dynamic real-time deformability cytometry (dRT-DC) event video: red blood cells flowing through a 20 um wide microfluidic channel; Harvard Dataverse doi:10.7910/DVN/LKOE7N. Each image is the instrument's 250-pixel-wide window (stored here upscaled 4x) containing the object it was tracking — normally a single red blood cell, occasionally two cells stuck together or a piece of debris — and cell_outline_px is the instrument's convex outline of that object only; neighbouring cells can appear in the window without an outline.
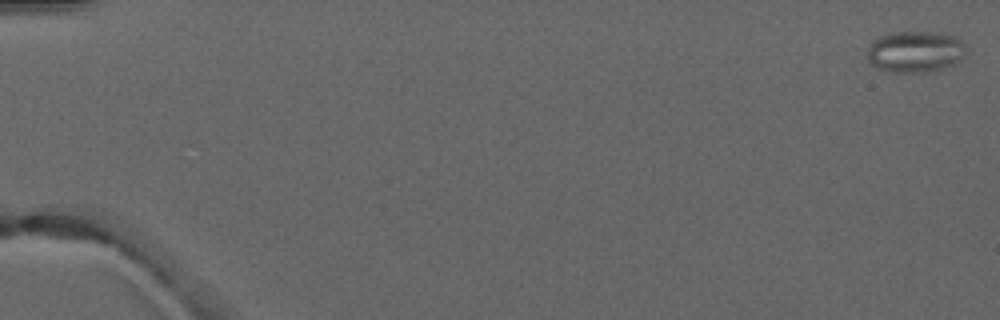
{"species": "common noctule bat (a hibernating species)", "species_latin": "Nyctalus noctula", "temperature_condition": "warm", "stored_images_in_passage": 5, "camera_frame_rate_fps": 3000, "um_per_image_px": 0.085, "animal": {"sex": "male", "forearm_length_mm": 52.5}, "frame": {"image": 1, "passage_image": 1, "time_ms": 0.0, "image_size_px": [1000, 320], "cell_outline_px": [[968, 52], [960, 60], [944, 68], [924, 72], [896, 72], [876, 68], [868, 60], [864, 52], [872, 40], [888, 32], [932, 32], [956, 36], [964, 44]], "centroid_in_image_um": [77.76, 4.38], "position_along_channel_um": 7.2, "area_um2": 24.16}}
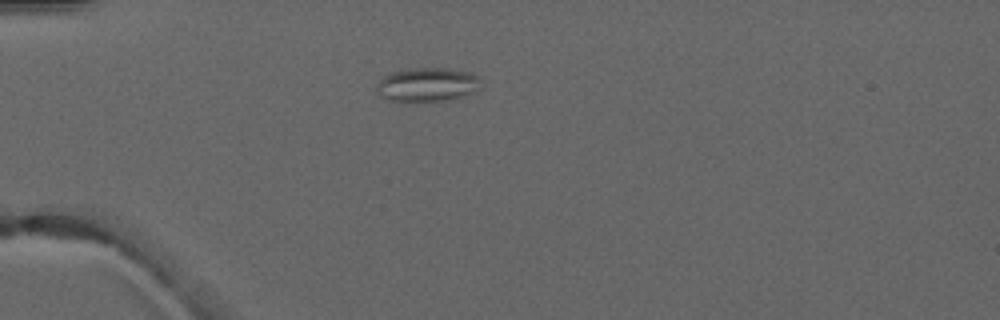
{"frame": {"image": 2, "passage_image": 5, "time_ms": 4.667, "image_size_px": [1000, 320], "cell_outline_px": [[476, 80], [468, 92], [464, 96], [444, 100], [388, 100], [380, 96], [376, 92], [376, 88], [380, 80], [388, 72], [408, 68], [444, 68], [468, 72], [476, 76]], "centroid_in_image_um": [36.14, 7.16], "position_along_channel_um": 48.9, "area_um2": 19.65}}